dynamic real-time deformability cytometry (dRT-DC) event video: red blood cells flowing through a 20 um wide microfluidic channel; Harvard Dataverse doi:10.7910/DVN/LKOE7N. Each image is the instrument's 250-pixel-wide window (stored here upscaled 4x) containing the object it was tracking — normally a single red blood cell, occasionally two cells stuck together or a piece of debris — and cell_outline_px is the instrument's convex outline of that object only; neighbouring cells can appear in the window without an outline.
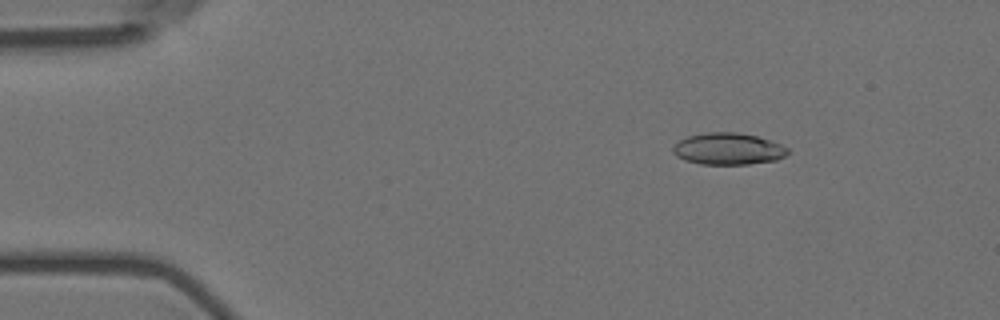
{"species": "Egyptian fruit bat (a non-hibernating species)", "species_latin": "Rousettus aegyptiacus", "temperature_condition": "room temperature", "stored_images_in_passage": 5, "camera_frame_rate_fps": 3000, "um_per_image_px": 0.085, "animal": {"sex": "female"}, "frame": {"image": 1, "passage_image": 3, "time_ms": 0.667, "image_size_px": [1000, 320], "cell_outline_px": [[792, 152], [776, 160], [748, 164], [700, 164], [684, 160], [676, 156], [672, 152], [672, 148], [680, 140], [688, 136], [708, 132], [736, 132], [756, 136], [780, 144], [788, 148]], "centroid_in_image_um": [61.89, 12.66], "position_along_channel_um": 23.1, "area_um2": 21.21}}
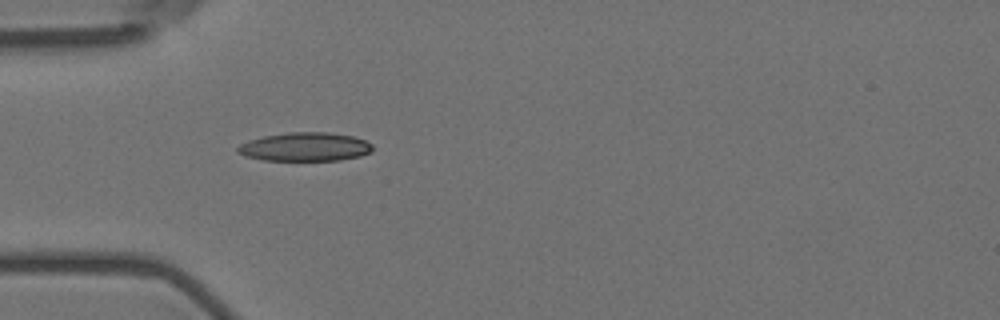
{"frame": {"image": 2, "passage_image": 5, "time_ms": 1.333, "image_size_px": [1000, 320], "cell_outline_px": [[372, 152], [360, 156], [340, 160], [264, 160], [244, 156], [236, 152], [236, 148], [240, 144], [248, 140], [264, 136], [288, 132], [328, 132], [352, 136], [364, 140], [372, 144]], "centroid_in_image_um": [25.91, 12.48], "position_along_channel_um": 59.1, "area_um2": 22.6}}